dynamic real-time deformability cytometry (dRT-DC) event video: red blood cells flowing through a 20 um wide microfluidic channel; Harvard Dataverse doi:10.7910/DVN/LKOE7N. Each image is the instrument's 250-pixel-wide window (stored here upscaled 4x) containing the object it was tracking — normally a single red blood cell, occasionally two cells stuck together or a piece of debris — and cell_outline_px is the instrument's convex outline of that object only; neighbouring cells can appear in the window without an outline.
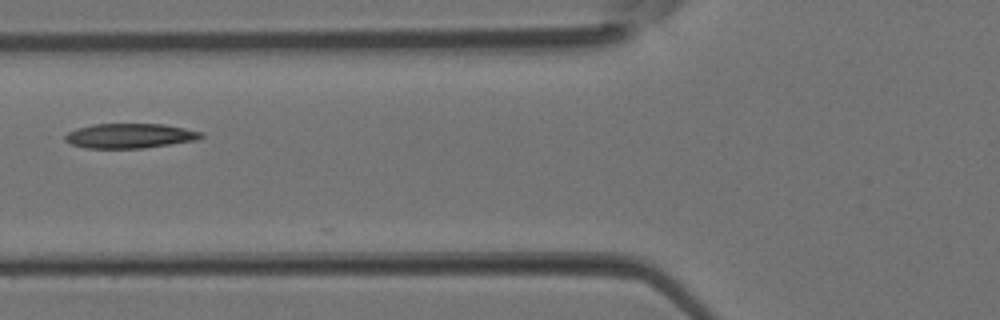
{"species": "Egyptian fruit bat (a non-hibernating species)", "species_latin": "Rousettus aegyptiacus", "temperature_condition": "room temperature", "stored_images_in_passage": 3, "camera_frame_rate_fps": 3000, "um_per_image_px": 0.085, "animal": {"sex": "female"}, "frame": {"image": 1, "passage_image": 3, "time_ms": 0.667, "image_size_px": [1000, 320], "cell_outline_px": [[204, 136], [196, 140], [144, 148], [84, 148], [72, 144], [64, 140], [64, 136], [68, 132], [76, 128], [92, 124], [164, 124], [204, 132]], "centroid_in_image_um": [11.03, 11.54], "position_along_channel_um": 114.8, "area_um2": 19.65}}